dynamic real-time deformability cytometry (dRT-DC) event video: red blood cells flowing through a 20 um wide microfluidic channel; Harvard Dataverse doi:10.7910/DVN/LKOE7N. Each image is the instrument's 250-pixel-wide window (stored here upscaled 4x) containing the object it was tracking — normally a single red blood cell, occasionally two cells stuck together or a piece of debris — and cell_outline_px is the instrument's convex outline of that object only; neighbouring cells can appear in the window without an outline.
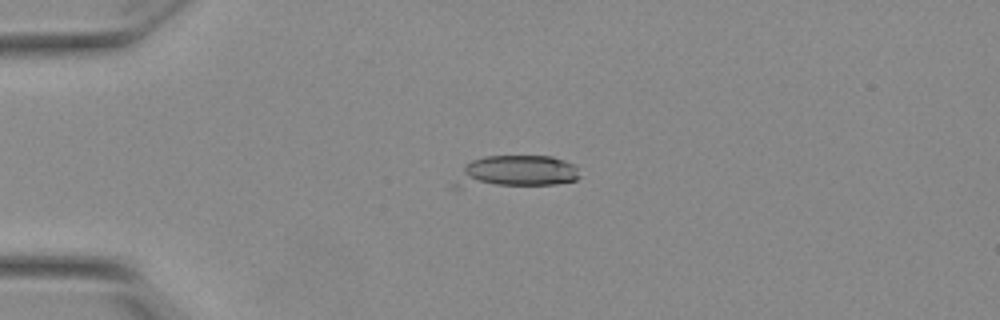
{"species": "Egyptian fruit bat (a non-hibernating species)", "species_latin": "Rousettus aegyptiacus", "temperature_condition": "warm", "stored_images_in_passage": 41, "camera_frame_rate_fps": 3000, "um_per_image_px": 0.085, "animal": {"sex": "female"}, "frame": {"image": 1, "passage_image": 1, "time_ms": 0.0, "image_size_px": [1000, 320], "cell_outline_px": [[580, 176], [576, 180], [556, 184], [460, 188], [452, 188], [448, 184], [464, 164], [472, 160], [484, 156], [552, 156], [564, 160], [572, 164], [576, 168]], "centroid_in_image_um": [43.68, 14.61], "position_along_channel_um": 41.3, "area_um2": 24.04}}
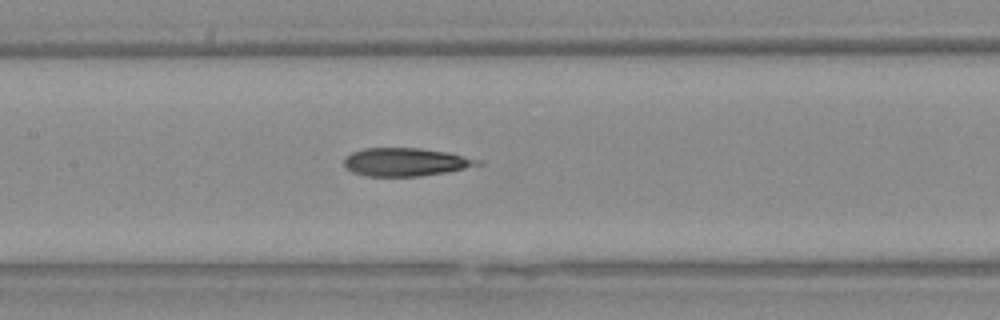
{"frame": {"image": 2, "passage_image": 14, "time_ms": 4.333, "image_size_px": [1000, 320], "cell_outline_px": [[484, 164], [444, 172], [420, 176], [368, 176], [352, 172], [344, 168], [344, 160], [352, 152], [364, 148], [420, 148], [448, 152], [484, 160]], "centroid_in_image_um": [34.5, 13.76], "position_along_channel_um": 172.9, "area_um2": 21.96}}
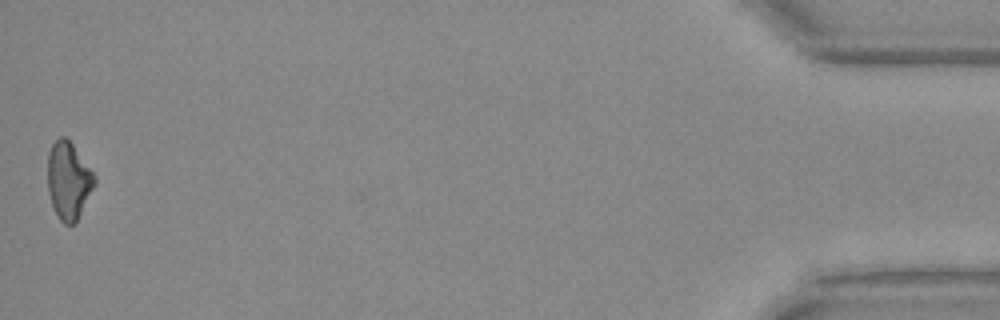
{"frame": {"image": 3, "passage_image": 41, "time_ms": 13.333, "image_size_px": [1000, 320], "cell_outline_px": [[96, 184], [76, 220], [72, 224], [64, 224], [60, 220], [52, 204], [48, 192], [48, 152], [52, 144], [60, 136], [64, 136], [72, 144], [96, 176]], "centroid_in_image_um": [5.82, 15.33], "position_along_channel_um": 429.4, "area_um2": 20.81}, "authors_computed_cell_mechanics": {"area_um2": 22.3108, "velocity_mm_per_s": 3.8459, "shape_relaxation_time_tau1_ms": null, "shape_relaxation_time_tau2_ms": 2.7532, "deformation_change_tau1": null, "deformation_change_tau2": 0.1477}}